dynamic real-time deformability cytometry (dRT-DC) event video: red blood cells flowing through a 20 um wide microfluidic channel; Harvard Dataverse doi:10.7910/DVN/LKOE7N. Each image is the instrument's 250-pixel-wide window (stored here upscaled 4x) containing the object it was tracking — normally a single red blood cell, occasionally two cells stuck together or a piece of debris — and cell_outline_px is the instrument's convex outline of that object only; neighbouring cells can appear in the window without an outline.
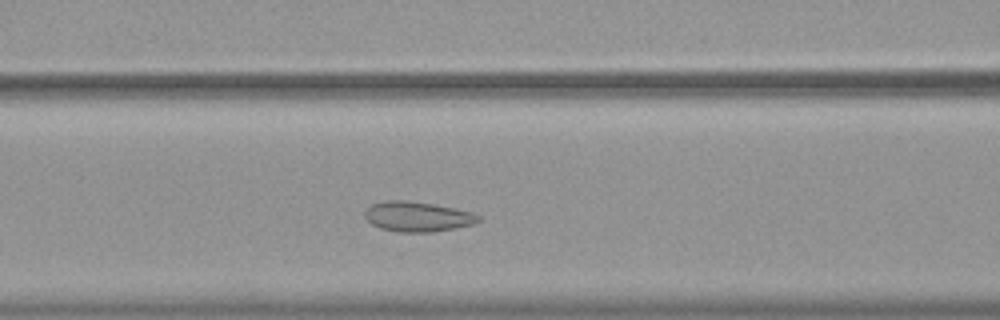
{"species": "common noctule bat (a hibernating species)", "species_latin": "Nyctalus noctula", "temperature_condition": "warm", "stored_images_in_passage": 44, "camera_frame_rate_fps": 3000, "um_per_image_px": 0.085, "animal": {"sex": "female", "body_mass_g": 19.9}, "frame": {"image": 1, "passage_image": 13, "time_ms": 4.0, "image_size_px": [1000, 320], "cell_outline_px": [[480, 220], [472, 224], [456, 228], [432, 232], [400, 232], [380, 228], [372, 224], [364, 216], [364, 212], [372, 204], [388, 200], [404, 200], [432, 204], [472, 212], [480, 216]], "centroid_in_image_um": [35.47, 18.42], "position_along_channel_um": 131.1, "area_um2": 19.65}}
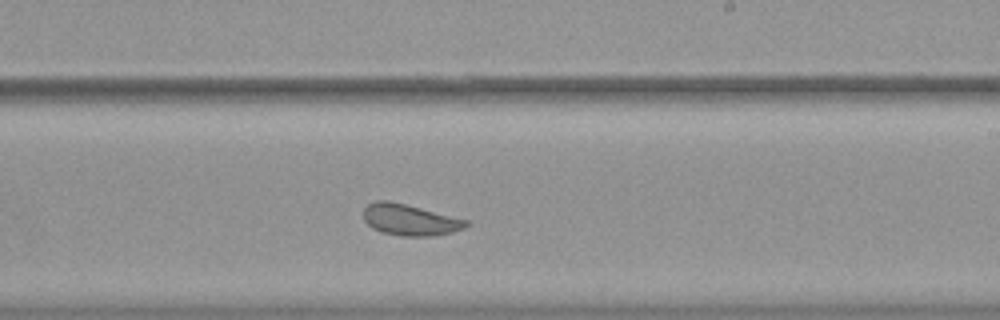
{"frame": {"image": 2, "passage_image": 23, "time_ms": 7.333, "image_size_px": [1000, 320], "cell_outline_px": [[468, 224], [464, 228], [452, 232], [432, 236], [400, 236], [380, 232], [372, 228], [364, 220], [364, 208], [368, 204], [376, 200], [388, 200], [468, 220]], "centroid_in_image_um": [34.8, 18.69], "position_along_channel_um": 254.2, "area_um2": 18.55}}
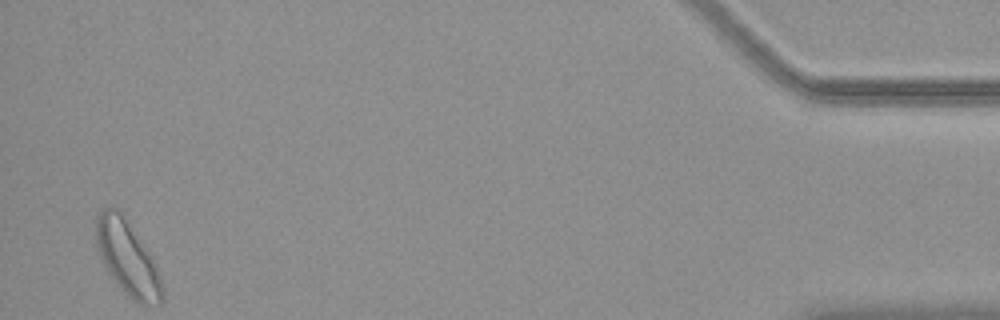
{"frame": {"image": 3, "passage_image": 43, "time_ms": 14.0, "image_size_px": [1000, 320], "cell_outline_px": [[164, 300], [160, 304], [136, 304], [124, 292], [108, 272], [96, 248], [96, 216], [104, 208], [112, 204], [120, 212], [152, 256], [156, 264], [164, 288]], "centroid_in_image_um": [10.85, 21.96], "position_along_channel_um": 424.3, "area_um2": 28.67}, "authors_computed_cell_mechanics": {"area_um2": 20.1722, "velocity_mm_per_s": 3.7109, "shape_relaxation_time_tau1_ms": null, "shape_relaxation_time_tau2_ms": 1.9104, "deformation_change_tau1": null, "deformation_change_tau2": 0.0747}}